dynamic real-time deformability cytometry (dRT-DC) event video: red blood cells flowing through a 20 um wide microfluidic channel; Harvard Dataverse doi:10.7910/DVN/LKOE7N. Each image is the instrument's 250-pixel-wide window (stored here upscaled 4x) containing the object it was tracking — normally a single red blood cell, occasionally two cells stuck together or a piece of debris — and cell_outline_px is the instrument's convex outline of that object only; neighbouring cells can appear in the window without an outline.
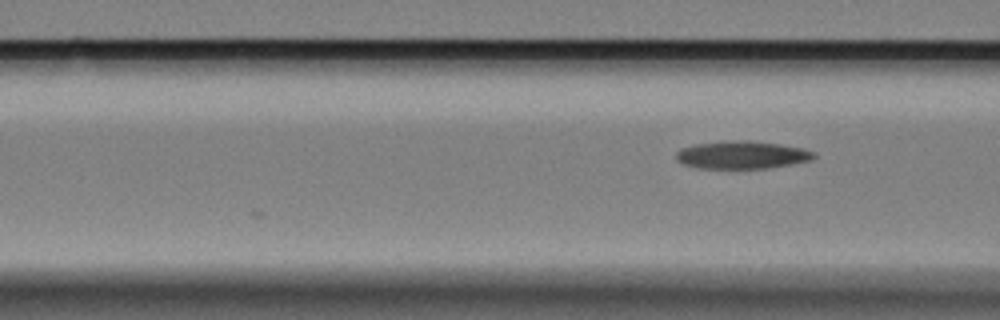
{"species": "Egyptian fruit bat (a non-hibernating species)", "species_latin": "Rousettus aegyptiacus", "temperature_condition": "cold", "stored_images_in_passage": 7, "camera_frame_rate_fps": 3000, "um_per_image_px": 0.085, "animal": {"sex": "female"}, "frame": {"image": 1, "passage_image": 7, "time_ms": 2.0, "image_size_px": [1000, 320], "cell_outline_px": [[816, 156], [812, 160], [792, 164], [768, 168], [696, 168], [684, 164], [676, 160], [676, 152], [680, 148], [696, 144], [740, 140], [748, 140], [780, 144], [804, 148], [812, 152]], "centroid_in_image_um": [63.07, 13.17], "position_along_channel_um": 103.5, "area_um2": 22.2}}